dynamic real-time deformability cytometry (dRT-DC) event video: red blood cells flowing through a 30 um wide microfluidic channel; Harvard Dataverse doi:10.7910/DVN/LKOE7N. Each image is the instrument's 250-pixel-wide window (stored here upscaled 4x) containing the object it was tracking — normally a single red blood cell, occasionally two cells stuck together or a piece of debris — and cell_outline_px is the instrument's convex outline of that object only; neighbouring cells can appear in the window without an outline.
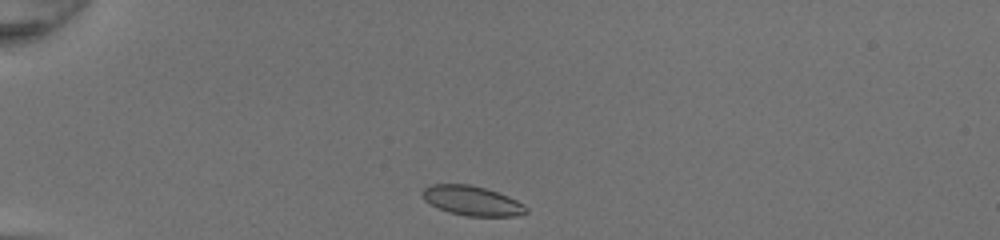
{"species": "common noctule bat (a hibernating species)", "species_latin": "Nyctalus noctula", "temperature_condition": "room temperature", "stored_images_in_passage": 34, "camera_frame_rate_fps": 3000, "um_per_image_px": 0.085, "animal": {"sex": "female", "body_mass_g": 20.0, "forearm_length_mm": 54.0}, "frame": {"image": 1, "passage_image": 1, "time_ms": 0.0, "image_size_px": [1000, 240], "cell_outline_px": [[528, 212], [516, 216], [468, 216], [448, 212], [424, 200], [420, 196], [420, 192], [424, 188], [432, 184], [468, 184], [484, 188], [508, 196], [524, 204], [528, 208]], "centroid_in_image_um": [40.11, 17.06], "position_along_channel_um": 44.9, "area_um2": 17.86}}
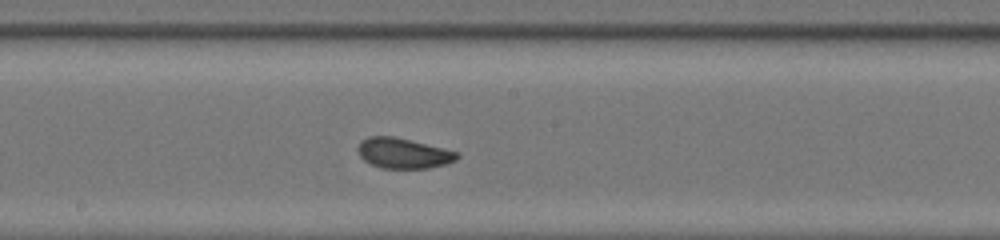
{"frame": {"image": 2, "passage_image": 16, "time_ms": 5.0, "image_size_px": [1000, 240], "cell_outline_px": [[460, 156], [456, 160], [444, 164], [428, 168], [384, 168], [372, 164], [364, 160], [360, 156], [356, 148], [360, 140], [368, 136], [392, 136], [444, 148], [460, 152]], "centroid_in_image_um": [34.27, 13.01], "position_along_channel_um": 213.9, "area_um2": 17.51}}
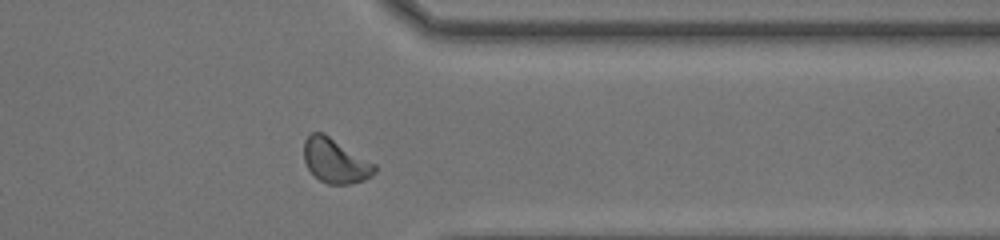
{"frame": {"image": 3, "passage_image": 28, "time_ms": 9.0, "image_size_px": [1000, 240], "cell_outline_px": [[376, 172], [372, 176], [364, 180], [348, 184], [328, 184], [320, 180], [308, 168], [304, 160], [304, 140], [312, 132], [324, 132], [376, 164]], "centroid_in_image_um": [28.52, 13.65], "position_along_channel_um": 382.9, "area_um2": 18.38}, "authors_computed_cell_mechanics": {"area_um2": 17.6579, "velocity_mm_per_s": 4.2982, "shape_relaxation_time_tau1_ms": 6.8677, "shape_relaxation_time_tau2_ms": 1.6208, "deformation_change_tau1": 0.1432, "deformation_change_tau2": 0.0541}}